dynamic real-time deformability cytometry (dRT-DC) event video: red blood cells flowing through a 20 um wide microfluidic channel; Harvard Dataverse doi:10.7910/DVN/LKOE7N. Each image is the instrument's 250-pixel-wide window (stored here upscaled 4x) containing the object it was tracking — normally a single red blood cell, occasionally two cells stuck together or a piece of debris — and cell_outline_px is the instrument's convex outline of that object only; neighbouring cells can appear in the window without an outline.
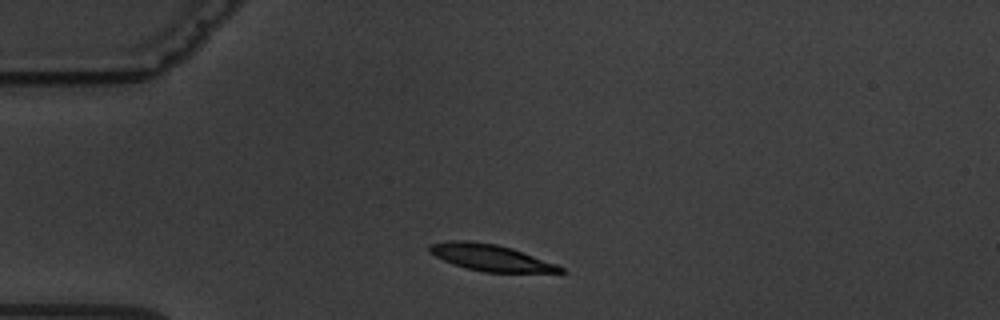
{"species": "common noctule bat (a hibernating species)", "species_latin": "Nyctalus noctula", "temperature_condition": "warm", "stored_images_in_passage": 1, "camera_frame_rate_fps": 3000, "um_per_image_px": 0.085, "animal": {"sex": "male", "body_mass_g": 19.5, "forearm_length_mm": 54.6}, "frame": {"image": 1, "passage_image": 1, "time_ms": 0.0, "image_size_px": [1000, 320], "cell_outline_px": [[568, 272], [484, 272], [452, 264], [428, 252], [428, 244], [448, 240], [468, 240], [496, 244], [512, 248], [556, 264], [564, 268]], "centroid_in_image_um": [41.66, 21.88], "position_along_channel_um": 43.3, "area_um2": 20.17}}